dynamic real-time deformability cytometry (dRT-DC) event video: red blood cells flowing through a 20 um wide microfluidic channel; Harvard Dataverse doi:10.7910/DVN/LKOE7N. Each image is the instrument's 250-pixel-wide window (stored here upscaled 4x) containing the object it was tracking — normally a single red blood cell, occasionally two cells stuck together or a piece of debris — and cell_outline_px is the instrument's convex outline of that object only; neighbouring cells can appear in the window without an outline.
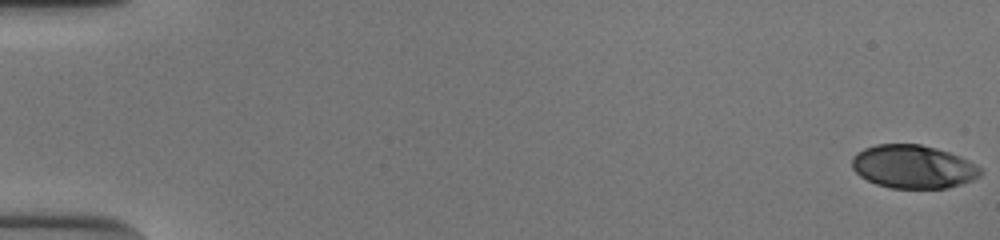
{"species": "human", "species_latin": "Homo sapiens", "temperature_condition": "cold", "stored_images_in_passage": 54, "camera_frame_rate_fps": 3000, "um_per_image_px": 0.085, "donor": {"sex": "male"}, "frame": {"image": 1, "passage_image": 1, "time_ms": 0.0, "image_size_px": [1000, 240], "cell_outline_px": [[980, 176], [972, 180], [948, 188], [892, 188], [876, 184], [860, 176], [852, 168], [852, 156], [856, 152], [864, 148], [876, 144], [920, 144], [936, 148], [960, 156], [976, 164], [980, 168]], "centroid_in_image_um": [77.6, 14.16], "position_along_channel_um": 7.4, "area_um2": 32.43}}
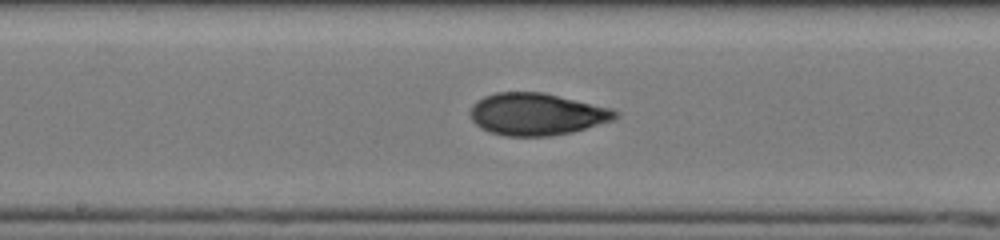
{"frame": {"image": 2, "passage_image": 30, "time_ms": 9.667, "image_size_px": [1000, 240], "cell_outline_px": [[620, 116], [612, 120], [572, 132], [548, 136], [504, 136], [488, 132], [480, 128], [472, 120], [472, 104], [484, 96], [496, 92], [544, 92], [612, 108], [620, 112]], "centroid_in_image_um": [45.63, 9.7], "position_along_channel_um": 202.6, "area_um2": 35.66}}
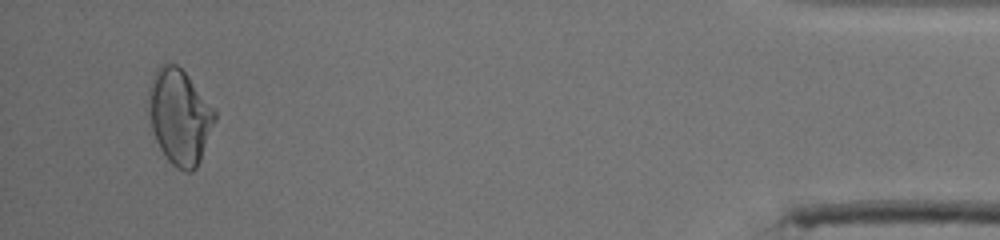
{"frame": {"image": 3, "passage_image": 52, "time_ms": 17.0, "image_size_px": [1000, 240], "cell_outline_px": [[216, 120], [200, 160], [196, 168], [192, 172], [184, 172], [176, 168], [152, 144], [148, 112], [148, 88], [152, 76], [156, 68], [164, 60], [176, 64], [188, 76], [216, 108]], "centroid_in_image_um": [15.21, 9.92], "position_along_channel_um": 420.0, "area_um2": 38.15}, "authors_computed_cell_mechanics": {"area_um2": 34.5066, "velocity_mm_per_s": 3.8757, "shape_relaxation_time_tau1_ms": 4.5007, "shape_relaxation_time_tau2_ms": 1.523, "deformation_change_tau1": 0.1571, "deformation_change_tau2": 0.063}}